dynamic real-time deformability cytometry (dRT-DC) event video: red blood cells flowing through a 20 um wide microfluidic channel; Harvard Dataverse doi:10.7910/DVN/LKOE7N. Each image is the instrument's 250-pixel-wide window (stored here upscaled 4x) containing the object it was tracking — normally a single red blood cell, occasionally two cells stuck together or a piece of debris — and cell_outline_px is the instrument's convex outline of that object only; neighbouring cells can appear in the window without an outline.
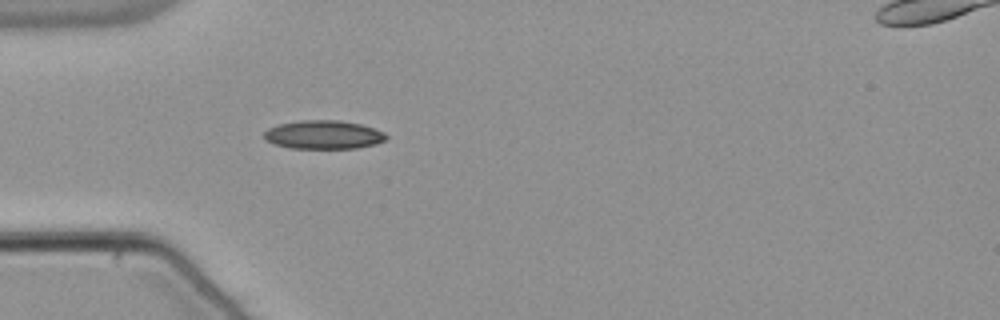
{"species": "common noctule bat (a hibernating species)", "species_latin": "Nyctalus noctula", "temperature_condition": "warm", "stored_images_in_passage": 39, "camera_frame_rate_fps": 3000, "um_per_image_px": 0.085, "animal": {"sex": "male", "body_mass_g": 21.5, "forearm_length_mm": 52.0}, "frame": {"image": 1, "passage_image": 1, "time_ms": 0.0, "image_size_px": [1000, 320], "cell_outline_px": [[388, 136], [384, 140], [376, 144], [356, 148], [292, 148], [276, 144], [264, 140], [264, 132], [268, 128], [280, 124], [300, 120], [340, 120], [360, 124], [384, 132]], "centroid_in_image_um": [27.49, 11.45], "position_along_channel_um": 57.5, "area_um2": 20.23}}
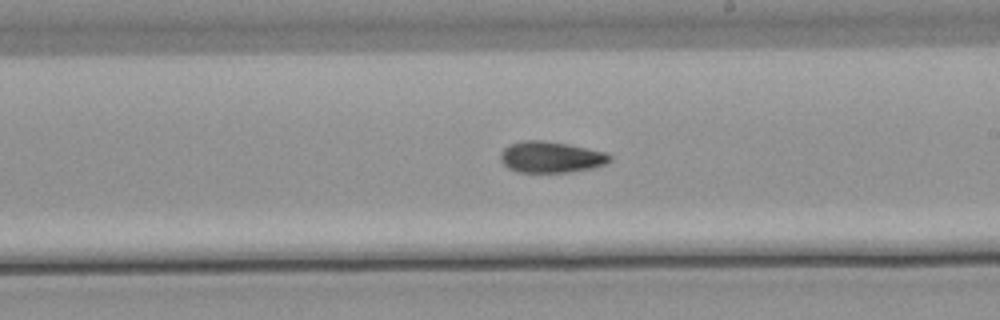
{"frame": {"image": 2, "passage_image": 16, "time_ms": 5.0, "image_size_px": [1000, 320], "cell_outline_px": [[612, 160], [604, 164], [592, 168], [568, 172], [516, 172], [508, 168], [500, 160], [500, 156], [504, 148], [508, 144], [524, 140], [540, 140], [568, 144], [604, 152], [612, 156]], "centroid_in_image_um": [46.8, 13.35], "position_along_channel_um": 242.2, "area_um2": 19.83}}
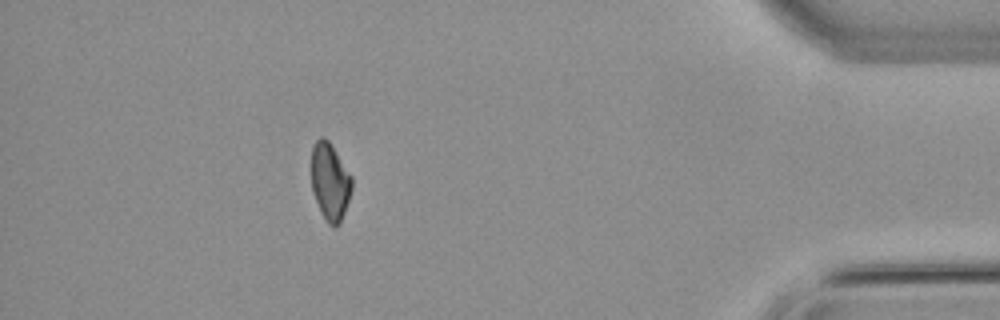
{"frame": {"image": 3, "passage_image": 33, "time_ms": 10.667, "image_size_px": [1000, 320], "cell_outline_px": [[352, 188], [340, 224], [336, 228], [332, 228], [328, 224], [320, 212], [312, 192], [312, 144], [320, 136], [324, 136], [328, 140], [352, 176]], "centroid_in_image_um": [28.04, 15.46], "position_along_channel_um": 407.2, "area_um2": 18.38}, "authors_computed_cell_mechanics": {"area_um2": 19.4208, "velocity_mm_per_s": 3.8072, "shape_relaxation_time_tau1_ms": 6.7806, "shape_relaxation_time_tau2_ms": 7.9886, "deformation_change_tau1": 0.1711, "deformation_change_tau2": 0.1292}}